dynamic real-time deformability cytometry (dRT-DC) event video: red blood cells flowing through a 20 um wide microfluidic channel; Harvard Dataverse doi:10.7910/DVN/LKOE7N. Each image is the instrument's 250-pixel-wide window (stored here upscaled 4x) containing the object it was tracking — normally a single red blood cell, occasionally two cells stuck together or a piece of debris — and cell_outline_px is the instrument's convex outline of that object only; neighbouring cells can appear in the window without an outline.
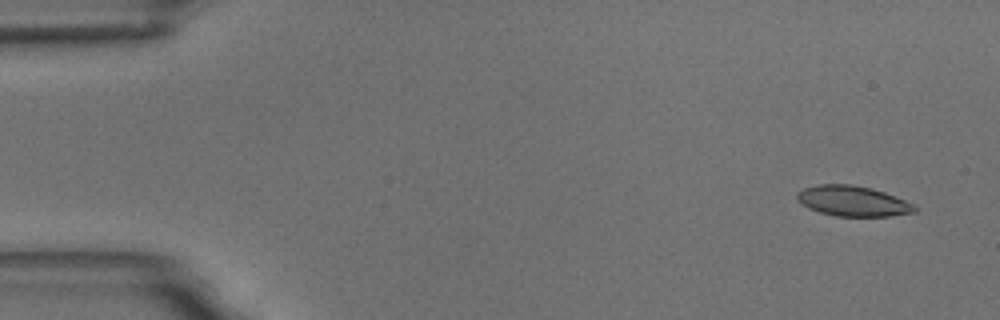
{"species": "common noctule bat (a hibernating species)", "species_latin": "Nyctalus noctula", "temperature_condition": "room temperature", "stored_images_in_passage": 5, "camera_frame_rate_fps": 3000, "um_per_image_px": 0.085, "animal": {"sex": "male", "body_mass_g": 18.8}, "frame": {"image": 1, "passage_image": 2, "time_ms": 1.0, "image_size_px": [1000, 320], "cell_outline_px": [[916, 212], [892, 216], [836, 216], [820, 212], [808, 208], [796, 200], [796, 192], [804, 188], [820, 184], [852, 184], [872, 188], [884, 192], [916, 204]], "centroid_in_image_um": [72.49, 17.09], "position_along_channel_um": 12.5, "area_um2": 20.98}}